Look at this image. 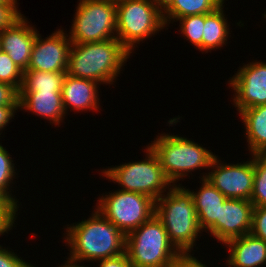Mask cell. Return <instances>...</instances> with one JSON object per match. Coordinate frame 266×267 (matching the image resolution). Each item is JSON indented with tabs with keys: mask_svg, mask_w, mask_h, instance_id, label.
<instances>
[{
	"mask_svg": "<svg viewBox=\"0 0 266 267\" xmlns=\"http://www.w3.org/2000/svg\"><path fill=\"white\" fill-rule=\"evenodd\" d=\"M98 82L77 78L66 74L61 88L62 102L67 113L76 111L82 113L85 111H99L100 98Z\"/></svg>",
	"mask_w": 266,
	"mask_h": 267,
	"instance_id": "15",
	"label": "cell"
},
{
	"mask_svg": "<svg viewBox=\"0 0 266 267\" xmlns=\"http://www.w3.org/2000/svg\"><path fill=\"white\" fill-rule=\"evenodd\" d=\"M238 115L244 125L250 155L266 152V104L244 109Z\"/></svg>",
	"mask_w": 266,
	"mask_h": 267,
	"instance_id": "19",
	"label": "cell"
},
{
	"mask_svg": "<svg viewBox=\"0 0 266 267\" xmlns=\"http://www.w3.org/2000/svg\"><path fill=\"white\" fill-rule=\"evenodd\" d=\"M225 4L219 6L216 10L209 14H205V25L202 35V54L212 50H221V47L228 44L230 33V23L226 17Z\"/></svg>",
	"mask_w": 266,
	"mask_h": 267,
	"instance_id": "20",
	"label": "cell"
},
{
	"mask_svg": "<svg viewBox=\"0 0 266 267\" xmlns=\"http://www.w3.org/2000/svg\"><path fill=\"white\" fill-rule=\"evenodd\" d=\"M229 78L233 106L240 113L244 109L266 104V62L254 60L239 66Z\"/></svg>",
	"mask_w": 266,
	"mask_h": 267,
	"instance_id": "11",
	"label": "cell"
},
{
	"mask_svg": "<svg viewBox=\"0 0 266 267\" xmlns=\"http://www.w3.org/2000/svg\"><path fill=\"white\" fill-rule=\"evenodd\" d=\"M199 189L190 191L196 208L199 226L202 232L207 230L219 219L220 206L227 199L206 178L200 179Z\"/></svg>",
	"mask_w": 266,
	"mask_h": 267,
	"instance_id": "18",
	"label": "cell"
},
{
	"mask_svg": "<svg viewBox=\"0 0 266 267\" xmlns=\"http://www.w3.org/2000/svg\"><path fill=\"white\" fill-rule=\"evenodd\" d=\"M155 215L163 223L170 242L181 254L195 251L194 246L196 247L203 232L199 226L193 197L182 183L173 185L156 200Z\"/></svg>",
	"mask_w": 266,
	"mask_h": 267,
	"instance_id": "3",
	"label": "cell"
},
{
	"mask_svg": "<svg viewBox=\"0 0 266 267\" xmlns=\"http://www.w3.org/2000/svg\"><path fill=\"white\" fill-rule=\"evenodd\" d=\"M44 38L37 33L27 70L67 72L72 44L67 31L58 28Z\"/></svg>",
	"mask_w": 266,
	"mask_h": 267,
	"instance_id": "12",
	"label": "cell"
},
{
	"mask_svg": "<svg viewBox=\"0 0 266 267\" xmlns=\"http://www.w3.org/2000/svg\"><path fill=\"white\" fill-rule=\"evenodd\" d=\"M97 267H132L126 252L121 255L96 261Z\"/></svg>",
	"mask_w": 266,
	"mask_h": 267,
	"instance_id": "34",
	"label": "cell"
},
{
	"mask_svg": "<svg viewBox=\"0 0 266 267\" xmlns=\"http://www.w3.org/2000/svg\"><path fill=\"white\" fill-rule=\"evenodd\" d=\"M253 209L250 200L227 198L220 206L219 219L206 233L221 244L249 234L252 228Z\"/></svg>",
	"mask_w": 266,
	"mask_h": 267,
	"instance_id": "13",
	"label": "cell"
},
{
	"mask_svg": "<svg viewBox=\"0 0 266 267\" xmlns=\"http://www.w3.org/2000/svg\"><path fill=\"white\" fill-rule=\"evenodd\" d=\"M66 259L67 260L64 261L65 263H63V264L61 263V265H59L58 267H88V264H87V266H85L84 262H81L79 260H75L69 256ZM32 267H36V266H34L32 264Z\"/></svg>",
	"mask_w": 266,
	"mask_h": 267,
	"instance_id": "36",
	"label": "cell"
},
{
	"mask_svg": "<svg viewBox=\"0 0 266 267\" xmlns=\"http://www.w3.org/2000/svg\"><path fill=\"white\" fill-rule=\"evenodd\" d=\"M179 21V33L189 41L194 48L202 52V35L205 25V14L190 15L177 19Z\"/></svg>",
	"mask_w": 266,
	"mask_h": 267,
	"instance_id": "24",
	"label": "cell"
},
{
	"mask_svg": "<svg viewBox=\"0 0 266 267\" xmlns=\"http://www.w3.org/2000/svg\"><path fill=\"white\" fill-rule=\"evenodd\" d=\"M0 82L7 83L18 91L23 82V71L2 50H0Z\"/></svg>",
	"mask_w": 266,
	"mask_h": 267,
	"instance_id": "26",
	"label": "cell"
},
{
	"mask_svg": "<svg viewBox=\"0 0 266 267\" xmlns=\"http://www.w3.org/2000/svg\"><path fill=\"white\" fill-rule=\"evenodd\" d=\"M68 36L72 43L101 42L116 38V3L78 0Z\"/></svg>",
	"mask_w": 266,
	"mask_h": 267,
	"instance_id": "9",
	"label": "cell"
},
{
	"mask_svg": "<svg viewBox=\"0 0 266 267\" xmlns=\"http://www.w3.org/2000/svg\"><path fill=\"white\" fill-rule=\"evenodd\" d=\"M19 4L0 3V32L11 27L24 14L20 12Z\"/></svg>",
	"mask_w": 266,
	"mask_h": 267,
	"instance_id": "27",
	"label": "cell"
},
{
	"mask_svg": "<svg viewBox=\"0 0 266 267\" xmlns=\"http://www.w3.org/2000/svg\"><path fill=\"white\" fill-rule=\"evenodd\" d=\"M116 17V38L130 53H135L141 41L168 30L162 0H120L116 2Z\"/></svg>",
	"mask_w": 266,
	"mask_h": 267,
	"instance_id": "5",
	"label": "cell"
},
{
	"mask_svg": "<svg viewBox=\"0 0 266 267\" xmlns=\"http://www.w3.org/2000/svg\"><path fill=\"white\" fill-rule=\"evenodd\" d=\"M156 136L148 146L157 155L165 175L173 185L190 177L188 175H192L195 170H211L210 166L216 155L203 145L170 132L158 133Z\"/></svg>",
	"mask_w": 266,
	"mask_h": 267,
	"instance_id": "4",
	"label": "cell"
},
{
	"mask_svg": "<svg viewBox=\"0 0 266 267\" xmlns=\"http://www.w3.org/2000/svg\"><path fill=\"white\" fill-rule=\"evenodd\" d=\"M227 0H162V15L165 26L190 15L209 14Z\"/></svg>",
	"mask_w": 266,
	"mask_h": 267,
	"instance_id": "21",
	"label": "cell"
},
{
	"mask_svg": "<svg viewBox=\"0 0 266 267\" xmlns=\"http://www.w3.org/2000/svg\"><path fill=\"white\" fill-rule=\"evenodd\" d=\"M19 105V91L7 84L0 82V106Z\"/></svg>",
	"mask_w": 266,
	"mask_h": 267,
	"instance_id": "31",
	"label": "cell"
},
{
	"mask_svg": "<svg viewBox=\"0 0 266 267\" xmlns=\"http://www.w3.org/2000/svg\"><path fill=\"white\" fill-rule=\"evenodd\" d=\"M0 209H19V208L0 190Z\"/></svg>",
	"mask_w": 266,
	"mask_h": 267,
	"instance_id": "35",
	"label": "cell"
},
{
	"mask_svg": "<svg viewBox=\"0 0 266 267\" xmlns=\"http://www.w3.org/2000/svg\"><path fill=\"white\" fill-rule=\"evenodd\" d=\"M38 32L40 31L30 24L24 15L11 27L0 32L1 50L7 53L23 72L27 70Z\"/></svg>",
	"mask_w": 266,
	"mask_h": 267,
	"instance_id": "14",
	"label": "cell"
},
{
	"mask_svg": "<svg viewBox=\"0 0 266 267\" xmlns=\"http://www.w3.org/2000/svg\"><path fill=\"white\" fill-rule=\"evenodd\" d=\"M238 163H225L218 155L213 159L209 172L201 173L218 191L229 199L250 200L254 185V157Z\"/></svg>",
	"mask_w": 266,
	"mask_h": 267,
	"instance_id": "10",
	"label": "cell"
},
{
	"mask_svg": "<svg viewBox=\"0 0 266 267\" xmlns=\"http://www.w3.org/2000/svg\"><path fill=\"white\" fill-rule=\"evenodd\" d=\"M125 252L132 267H168L181 254L155 214L126 235Z\"/></svg>",
	"mask_w": 266,
	"mask_h": 267,
	"instance_id": "7",
	"label": "cell"
},
{
	"mask_svg": "<svg viewBox=\"0 0 266 267\" xmlns=\"http://www.w3.org/2000/svg\"><path fill=\"white\" fill-rule=\"evenodd\" d=\"M168 267H207V265L198 260L194 253H184L180 254Z\"/></svg>",
	"mask_w": 266,
	"mask_h": 267,
	"instance_id": "32",
	"label": "cell"
},
{
	"mask_svg": "<svg viewBox=\"0 0 266 267\" xmlns=\"http://www.w3.org/2000/svg\"><path fill=\"white\" fill-rule=\"evenodd\" d=\"M19 105L0 106V137L8 124L13 121L15 114L18 112ZM17 111V112H16ZM11 120V121H10Z\"/></svg>",
	"mask_w": 266,
	"mask_h": 267,
	"instance_id": "33",
	"label": "cell"
},
{
	"mask_svg": "<svg viewBox=\"0 0 266 267\" xmlns=\"http://www.w3.org/2000/svg\"><path fill=\"white\" fill-rule=\"evenodd\" d=\"M131 56L117 38L101 42L72 43L67 74L89 79L100 85H112Z\"/></svg>",
	"mask_w": 266,
	"mask_h": 267,
	"instance_id": "2",
	"label": "cell"
},
{
	"mask_svg": "<svg viewBox=\"0 0 266 267\" xmlns=\"http://www.w3.org/2000/svg\"><path fill=\"white\" fill-rule=\"evenodd\" d=\"M67 72L26 70L20 91H61Z\"/></svg>",
	"mask_w": 266,
	"mask_h": 267,
	"instance_id": "22",
	"label": "cell"
},
{
	"mask_svg": "<svg viewBox=\"0 0 266 267\" xmlns=\"http://www.w3.org/2000/svg\"><path fill=\"white\" fill-rule=\"evenodd\" d=\"M146 152V153H145ZM145 158L107 167L100 171L102 178L118 184L120 190L145 194L155 201L173 186L161 167L153 150L147 145ZM103 173V174H102Z\"/></svg>",
	"mask_w": 266,
	"mask_h": 267,
	"instance_id": "6",
	"label": "cell"
},
{
	"mask_svg": "<svg viewBox=\"0 0 266 267\" xmlns=\"http://www.w3.org/2000/svg\"><path fill=\"white\" fill-rule=\"evenodd\" d=\"M250 233L266 242V206L254 207Z\"/></svg>",
	"mask_w": 266,
	"mask_h": 267,
	"instance_id": "28",
	"label": "cell"
},
{
	"mask_svg": "<svg viewBox=\"0 0 266 267\" xmlns=\"http://www.w3.org/2000/svg\"><path fill=\"white\" fill-rule=\"evenodd\" d=\"M87 220L67 224L63 240L69 257L90 263L115 257L125 252L126 235L96 208Z\"/></svg>",
	"mask_w": 266,
	"mask_h": 267,
	"instance_id": "1",
	"label": "cell"
},
{
	"mask_svg": "<svg viewBox=\"0 0 266 267\" xmlns=\"http://www.w3.org/2000/svg\"><path fill=\"white\" fill-rule=\"evenodd\" d=\"M15 160L12 159L9 151L0 143V190L18 207L20 208L19 199L12 194L15 177L19 175L15 168ZM17 175V176H16ZM12 185V186H11ZM12 190V191H11Z\"/></svg>",
	"mask_w": 266,
	"mask_h": 267,
	"instance_id": "23",
	"label": "cell"
},
{
	"mask_svg": "<svg viewBox=\"0 0 266 267\" xmlns=\"http://www.w3.org/2000/svg\"><path fill=\"white\" fill-rule=\"evenodd\" d=\"M108 1H113V2L116 3V2H119L120 0H108Z\"/></svg>",
	"mask_w": 266,
	"mask_h": 267,
	"instance_id": "38",
	"label": "cell"
},
{
	"mask_svg": "<svg viewBox=\"0 0 266 267\" xmlns=\"http://www.w3.org/2000/svg\"><path fill=\"white\" fill-rule=\"evenodd\" d=\"M2 4H20L17 0H0Z\"/></svg>",
	"mask_w": 266,
	"mask_h": 267,
	"instance_id": "37",
	"label": "cell"
},
{
	"mask_svg": "<svg viewBox=\"0 0 266 267\" xmlns=\"http://www.w3.org/2000/svg\"><path fill=\"white\" fill-rule=\"evenodd\" d=\"M18 210L20 209H0V237L8 234L16 227L15 220L20 213Z\"/></svg>",
	"mask_w": 266,
	"mask_h": 267,
	"instance_id": "30",
	"label": "cell"
},
{
	"mask_svg": "<svg viewBox=\"0 0 266 267\" xmlns=\"http://www.w3.org/2000/svg\"><path fill=\"white\" fill-rule=\"evenodd\" d=\"M19 110L40 116L54 126L62 125L64 117L68 115L65 113L61 91H19Z\"/></svg>",
	"mask_w": 266,
	"mask_h": 267,
	"instance_id": "16",
	"label": "cell"
},
{
	"mask_svg": "<svg viewBox=\"0 0 266 267\" xmlns=\"http://www.w3.org/2000/svg\"><path fill=\"white\" fill-rule=\"evenodd\" d=\"M10 249L11 248L8 249L0 245V267H32L31 263H28L21 257H18L20 255H17L13 249Z\"/></svg>",
	"mask_w": 266,
	"mask_h": 267,
	"instance_id": "29",
	"label": "cell"
},
{
	"mask_svg": "<svg viewBox=\"0 0 266 267\" xmlns=\"http://www.w3.org/2000/svg\"><path fill=\"white\" fill-rule=\"evenodd\" d=\"M254 157V185L250 201L254 207L266 206V152H259Z\"/></svg>",
	"mask_w": 266,
	"mask_h": 267,
	"instance_id": "25",
	"label": "cell"
},
{
	"mask_svg": "<svg viewBox=\"0 0 266 267\" xmlns=\"http://www.w3.org/2000/svg\"><path fill=\"white\" fill-rule=\"evenodd\" d=\"M94 206L125 235L155 214V200L138 192L120 190L101 194Z\"/></svg>",
	"mask_w": 266,
	"mask_h": 267,
	"instance_id": "8",
	"label": "cell"
},
{
	"mask_svg": "<svg viewBox=\"0 0 266 267\" xmlns=\"http://www.w3.org/2000/svg\"><path fill=\"white\" fill-rule=\"evenodd\" d=\"M228 249V267H262L266 265V242L251 233L231 239L224 244Z\"/></svg>",
	"mask_w": 266,
	"mask_h": 267,
	"instance_id": "17",
	"label": "cell"
}]
</instances>
